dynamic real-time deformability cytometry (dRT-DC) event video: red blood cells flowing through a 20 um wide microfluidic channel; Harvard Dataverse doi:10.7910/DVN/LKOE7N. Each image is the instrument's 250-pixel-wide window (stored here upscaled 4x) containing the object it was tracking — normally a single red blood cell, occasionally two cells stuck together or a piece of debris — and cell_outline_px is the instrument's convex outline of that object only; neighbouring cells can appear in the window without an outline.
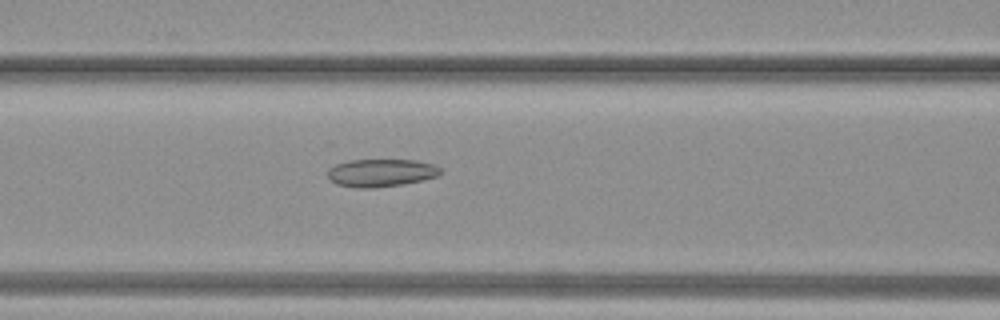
{"species": "common noctule bat (a hibernating species)", "species_latin": "Nyctalus noctula", "temperature_condition": "warm", "stored_images_in_passage": 30, "camera_frame_rate_fps": 3000, "um_per_image_px": 0.085, "animal": {"sex": "female", "body_mass_g": 19.3, "forearm_length_mm": 54.1}, "frame": {"image": 1, "passage_image": 9, "time_ms": 2.667, "image_size_px": [1000, 320], "cell_outline_px": [[444, 172], [440, 176], [404, 184], [376, 188], [356, 188], [336, 184], [328, 180], [328, 168], [336, 164], [352, 160], [416, 160], [436, 164]], "centroid_in_image_um": [32.42, 14.7], "position_along_channel_um": 134.2, "area_um2": 18.61}}
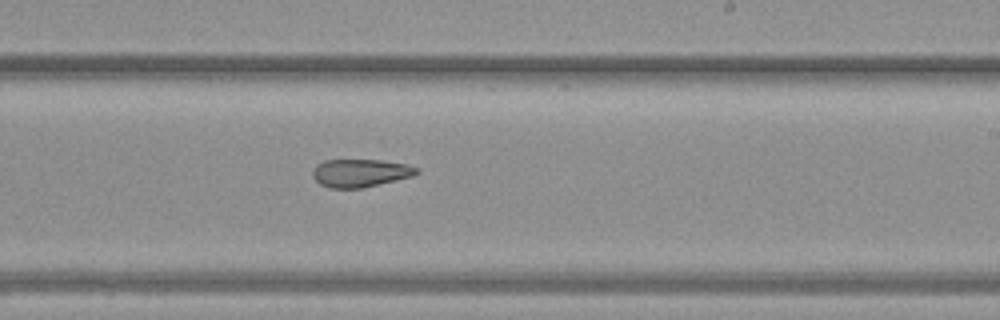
{"frame": {"image": 2, "passage_image": 16, "time_ms": 5.0, "image_size_px": [1000, 320], "cell_outline_px": [[420, 172], [412, 176], [364, 188], [328, 188], [320, 184], [312, 176], [312, 172], [316, 164], [324, 160], [380, 160], [408, 164], [420, 168]], "centroid_in_image_um": [30.64, 14.7], "position_along_channel_um": 258.4, "area_um2": 17.11}}
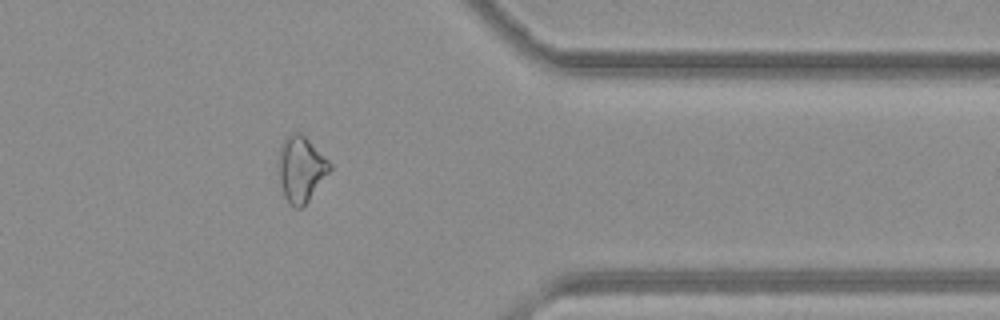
{"frame": {"image": 3, "passage_image": 24, "time_ms": 7.667, "image_size_px": [1000, 320], "cell_outline_px": [[332, 168], [308, 200], [300, 208], [296, 208], [288, 204], [284, 196], [280, 184], [280, 148], [284, 140], [292, 132], [300, 132], [332, 164]], "centroid_in_image_um": [25.59, 14.38], "position_along_channel_um": 385.8, "area_um2": 19.02}}